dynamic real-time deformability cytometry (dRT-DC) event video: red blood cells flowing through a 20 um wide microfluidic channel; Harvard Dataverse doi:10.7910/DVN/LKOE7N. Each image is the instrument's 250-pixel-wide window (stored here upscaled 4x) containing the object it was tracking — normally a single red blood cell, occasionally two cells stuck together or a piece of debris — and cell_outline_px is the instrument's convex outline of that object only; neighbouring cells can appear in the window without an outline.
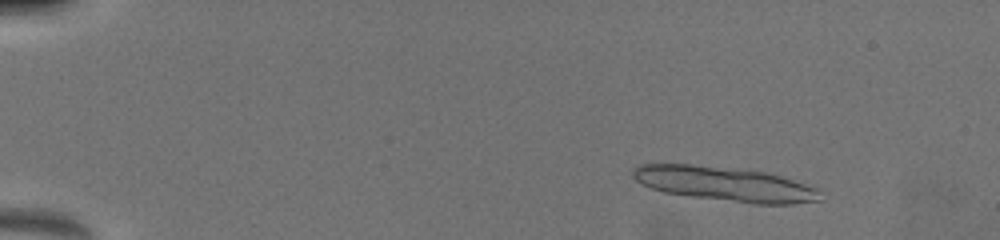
{"species": "common noctule bat (a hibernating species)", "species_latin": "Nyctalus noctula", "temperature_condition": "warm", "stored_images_in_passage": 29, "camera_frame_rate_fps": 3000, "um_per_image_px": 0.085, "animal": {"sex": "female", "body_mass_g": 19.5, "forearm_length_mm": 54.1}, "frame": {"image": 1, "passage_image": 13, "time_ms": 2.333, "image_size_px": [1000, 240], "cell_outline_px": [[820, 200], [792, 204], [756, 204], [688, 196], [664, 192], [640, 184], [632, 176], [632, 168], [640, 164], [688, 164], [768, 172], [816, 188]], "centroid_in_image_um": [61.54, 15.64], "position_along_channel_um": 23.5, "area_um2": 37.22}}